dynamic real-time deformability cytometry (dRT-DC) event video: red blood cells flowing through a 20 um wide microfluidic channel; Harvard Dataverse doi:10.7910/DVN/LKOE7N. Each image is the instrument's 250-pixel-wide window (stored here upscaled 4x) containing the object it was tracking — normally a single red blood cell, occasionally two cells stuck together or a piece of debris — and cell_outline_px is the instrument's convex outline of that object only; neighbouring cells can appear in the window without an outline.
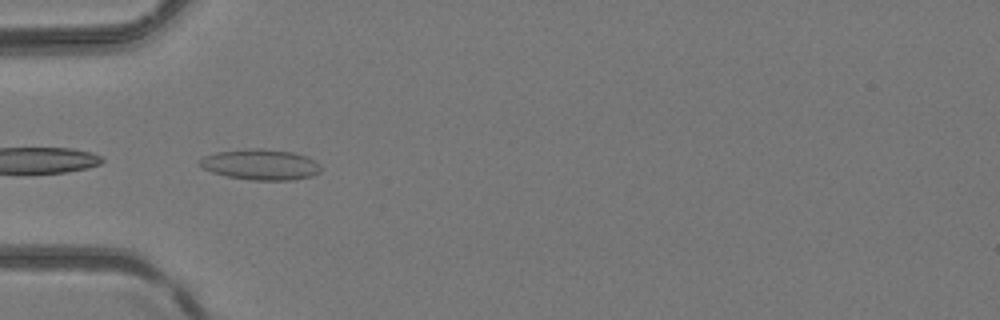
{"species": "common noctule bat (a hibernating species)", "species_latin": "Nyctalus noctula", "temperature_condition": "room temperature", "stored_images_in_passage": 5, "camera_frame_rate_fps": 3000, "um_per_image_px": 0.085, "animal": {"sex": "female", "body_mass_g": 24.6, "forearm_length_mm": 56.2}, "frame": {"image": 1, "passage_image": 4, "time_ms": 1.0, "image_size_px": [1000, 320], "cell_outline_px": [[320, 172], [312, 176], [292, 180], [252, 180], [228, 176], [212, 172], [204, 168], [200, 164], [200, 160], [204, 156], [216, 152], [244, 148], [264, 148], [292, 152], [308, 156], [316, 160], [320, 164]], "centroid_in_image_um": [22.19, 13.97], "position_along_channel_um": 62.8, "area_um2": 21.79}}
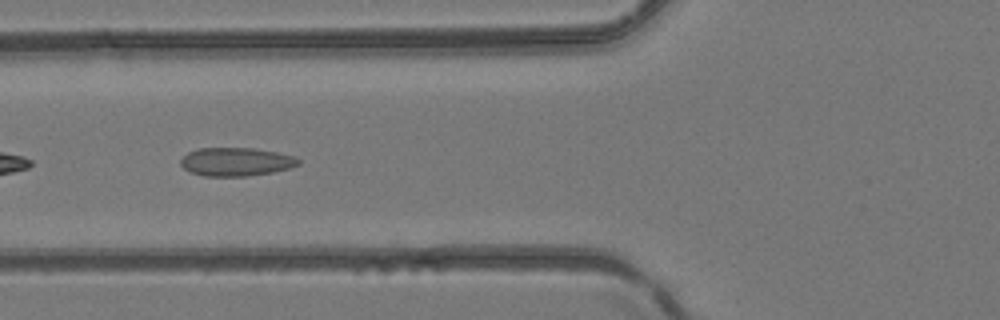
{"frame": {"image": 2, "passage_image": 5, "time_ms": 1.333, "image_size_px": [1000, 320], "cell_outline_px": [[300, 164], [288, 168], [272, 172], [248, 176], [204, 176], [192, 172], [184, 168], [180, 164], [180, 160], [188, 152], [200, 148], [252, 148], [276, 152], [292, 156], [300, 160]], "centroid_in_image_um": [20.05, 13.75], "position_along_channel_um": 105.8, "area_um2": 19.31}}